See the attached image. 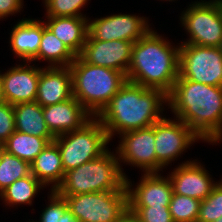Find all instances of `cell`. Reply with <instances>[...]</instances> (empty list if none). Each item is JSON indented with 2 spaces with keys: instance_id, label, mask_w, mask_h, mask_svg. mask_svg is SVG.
I'll return each instance as SVG.
<instances>
[{
  "instance_id": "cell-1",
  "label": "cell",
  "mask_w": 222,
  "mask_h": 222,
  "mask_svg": "<svg viewBox=\"0 0 222 222\" xmlns=\"http://www.w3.org/2000/svg\"><path fill=\"white\" fill-rule=\"evenodd\" d=\"M168 109L202 140L222 141V86L177 78L167 95Z\"/></svg>"
},
{
  "instance_id": "cell-2",
  "label": "cell",
  "mask_w": 222,
  "mask_h": 222,
  "mask_svg": "<svg viewBox=\"0 0 222 222\" xmlns=\"http://www.w3.org/2000/svg\"><path fill=\"white\" fill-rule=\"evenodd\" d=\"M167 95L159 89H149L126 81L96 117L110 140L114 135L148 128L164 116Z\"/></svg>"
},
{
  "instance_id": "cell-3",
  "label": "cell",
  "mask_w": 222,
  "mask_h": 222,
  "mask_svg": "<svg viewBox=\"0 0 222 222\" xmlns=\"http://www.w3.org/2000/svg\"><path fill=\"white\" fill-rule=\"evenodd\" d=\"M151 29L133 44L127 81L168 95L179 76V47Z\"/></svg>"
},
{
  "instance_id": "cell-4",
  "label": "cell",
  "mask_w": 222,
  "mask_h": 222,
  "mask_svg": "<svg viewBox=\"0 0 222 222\" xmlns=\"http://www.w3.org/2000/svg\"><path fill=\"white\" fill-rule=\"evenodd\" d=\"M69 68L72 73L73 97L93 117L101 113L127 81L125 73L86 63L79 56H76Z\"/></svg>"
},
{
  "instance_id": "cell-5",
  "label": "cell",
  "mask_w": 222,
  "mask_h": 222,
  "mask_svg": "<svg viewBox=\"0 0 222 222\" xmlns=\"http://www.w3.org/2000/svg\"><path fill=\"white\" fill-rule=\"evenodd\" d=\"M60 196L82 193L127 191L117 152L109 149L91 161L65 172L62 183L55 190Z\"/></svg>"
},
{
  "instance_id": "cell-6",
  "label": "cell",
  "mask_w": 222,
  "mask_h": 222,
  "mask_svg": "<svg viewBox=\"0 0 222 222\" xmlns=\"http://www.w3.org/2000/svg\"><path fill=\"white\" fill-rule=\"evenodd\" d=\"M54 141L65 173L104 154L110 139L101 122L93 117L81 129L57 136Z\"/></svg>"
},
{
  "instance_id": "cell-7",
  "label": "cell",
  "mask_w": 222,
  "mask_h": 222,
  "mask_svg": "<svg viewBox=\"0 0 222 222\" xmlns=\"http://www.w3.org/2000/svg\"><path fill=\"white\" fill-rule=\"evenodd\" d=\"M179 20L189 38L181 43L220 47L222 43V0H200L189 4Z\"/></svg>"
},
{
  "instance_id": "cell-8",
  "label": "cell",
  "mask_w": 222,
  "mask_h": 222,
  "mask_svg": "<svg viewBox=\"0 0 222 222\" xmlns=\"http://www.w3.org/2000/svg\"><path fill=\"white\" fill-rule=\"evenodd\" d=\"M81 222H117L128 210L127 191H105L62 196Z\"/></svg>"
},
{
  "instance_id": "cell-9",
  "label": "cell",
  "mask_w": 222,
  "mask_h": 222,
  "mask_svg": "<svg viewBox=\"0 0 222 222\" xmlns=\"http://www.w3.org/2000/svg\"><path fill=\"white\" fill-rule=\"evenodd\" d=\"M178 78L222 86L221 48L180 43Z\"/></svg>"
},
{
  "instance_id": "cell-10",
  "label": "cell",
  "mask_w": 222,
  "mask_h": 222,
  "mask_svg": "<svg viewBox=\"0 0 222 222\" xmlns=\"http://www.w3.org/2000/svg\"><path fill=\"white\" fill-rule=\"evenodd\" d=\"M164 116L154 124L155 152L157 159V173L167 166L183 152L201 139L178 118Z\"/></svg>"
},
{
  "instance_id": "cell-11",
  "label": "cell",
  "mask_w": 222,
  "mask_h": 222,
  "mask_svg": "<svg viewBox=\"0 0 222 222\" xmlns=\"http://www.w3.org/2000/svg\"><path fill=\"white\" fill-rule=\"evenodd\" d=\"M119 138V145L115 152L125 178L128 176L122 168V162L131 167H137L144 173H157L154 124L148 128L124 132L119 135Z\"/></svg>"
},
{
  "instance_id": "cell-12",
  "label": "cell",
  "mask_w": 222,
  "mask_h": 222,
  "mask_svg": "<svg viewBox=\"0 0 222 222\" xmlns=\"http://www.w3.org/2000/svg\"><path fill=\"white\" fill-rule=\"evenodd\" d=\"M148 21L144 16L122 14V12L93 20L89 18L87 39L123 40L135 43L151 29Z\"/></svg>"
},
{
  "instance_id": "cell-13",
  "label": "cell",
  "mask_w": 222,
  "mask_h": 222,
  "mask_svg": "<svg viewBox=\"0 0 222 222\" xmlns=\"http://www.w3.org/2000/svg\"><path fill=\"white\" fill-rule=\"evenodd\" d=\"M29 63L19 62L1 72V98L12 106L36 100L41 67Z\"/></svg>"
},
{
  "instance_id": "cell-14",
  "label": "cell",
  "mask_w": 222,
  "mask_h": 222,
  "mask_svg": "<svg viewBox=\"0 0 222 222\" xmlns=\"http://www.w3.org/2000/svg\"><path fill=\"white\" fill-rule=\"evenodd\" d=\"M173 193L181 194L200 201L205 200L213 187L218 183L214 181L205 165L197 159L184 161L168 175Z\"/></svg>"
},
{
  "instance_id": "cell-15",
  "label": "cell",
  "mask_w": 222,
  "mask_h": 222,
  "mask_svg": "<svg viewBox=\"0 0 222 222\" xmlns=\"http://www.w3.org/2000/svg\"><path fill=\"white\" fill-rule=\"evenodd\" d=\"M133 44V42L123 40L86 39L79 57L86 63L127 74Z\"/></svg>"
},
{
  "instance_id": "cell-16",
  "label": "cell",
  "mask_w": 222,
  "mask_h": 222,
  "mask_svg": "<svg viewBox=\"0 0 222 222\" xmlns=\"http://www.w3.org/2000/svg\"><path fill=\"white\" fill-rule=\"evenodd\" d=\"M134 184L126 178L128 207L169 206L173 195L171 181L161 173H142L139 183Z\"/></svg>"
},
{
  "instance_id": "cell-17",
  "label": "cell",
  "mask_w": 222,
  "mask_h": 222,
  "mask_svg": "<svg viewBox=\"0 0 222 222\" xmlns=\"http://www.w3.org/2000/svg\"><path fill=\"white\" fill-rule=\"evenodd\" d=\"M43 116L54 137L81 129L93 118L75 97L43 107Z\"/></svg>"
},
{
  "instance_id": "cell-18",
  "label": "cell",
  "mask_w": 222,
  "mask_h": 222,
  "mask_svg": "<svg viewBox=\"0 0 222 222\" xmlns=\"http://www.w3.org/2000/svg\"><path fill=\"white\" fill-rule=\"evenodd\" d=\"M72 97V73L69 66L41 68L36 102L46 107Z\"/></svg>"
},
{
  "instance_id": "cell-19",
  "label": "cell",
  "mask_w": 222,
  "mask_h": 222,
  "mask_svg": "<svg viewBox=\"0 0 222 222\" xmlns=\"http://www.w3.org/2000/svg\"><path fill=\"white\" fill-rule=\"evenodd\" d=\"M9 38L10 49L22 63L30 62L39 51L42 38V20L23 18L12 28Z\"/></svg>"
},
{
  "instance_id": "cell-20",
  "label": "cell",
  "mask_w": 222,
  "mask_h": 222,
  "mask_svg": "<svg viewBox=\"0 0 222 222\" xmlns=\"http://www.w3.org/2000/svg\"><path fill=\"white\" fill-rule=\"evenodd\" d=\"M89 17H51L43 20L45 26L76 56H79L88 36Z\"/></svg>"
},
{
  "instance_id": "cell-21",
  "label": "cell",
  "mask_w": 222,
  "mask_h": 222,
  "mask_svg": "<svg viewBox=\"0 0 222 222\" xmlns=\"http://www.w3.org/2000/svg\"><path fill=\"white\" fill-rule=\"evenodd\" d=\"M31 174L46 188L56 190L64 178V168L61 154L55 141L43 149V151L31 163Z\"/></svg>"
},
{
  "instance_id": "cell-22",
  "label": "cell",
  "mask_w": 222,
  "mask_h": 222,
  "mask_svg": "<svg viewBox=\"0 0 222 222\" xmlns=\"http://www.w3.org/2000/svg\"><path fill=\"white\" fill-rule=\"evenodd\" d=\"M15 130L40 138H55L43 116V107L36 101L13 106Z\"/></svg>"
},
{
  "instance_id": "cell-23",
  "label": "cell",
  "mask_w": 222,
  "mask_h": 222,
  "mask_svg": "<svg viewBox=\"0 0 222 222\" xmlns=\"http://www.w3.org/2000/svg\"><path fill=\"white\" fill-rule=\"evenodd\" d=\"M76 55L60 41L42 21V38L38 54L30 61H47V67H68L75 60Z\"/></svg>"
},
{
  "instance_id": "cell-24",
  "label": "cell",
  "mask_w": 222,
  "mask_h": 222,
  "mask_svg": "<svg viewBox=\"0 0 222 222\" xmlns=\"http://www.w3.org/2000/svg\"><path fill=\"white\" fill-rule=\"evenodd\" d=\"M54 139L40 138L15 130L5 142V149L8 153L31 164Z\"/></svg>"
},
{
  "instance_id": "cell-25",
  "label": "cell",
  "mask_w": 222,
  "mask_h": 222,
  "mask_svg": "<svg viewBox=\"0 0 222 222\" xmlns=\"http://www.w3.org/2000/svg\"><path fill=\"white\" fill-rule=\"evenodd\" d=\"M45 186L38 181L32 174L20 178L8 186L0 193V199L5 206L14 207L23 205L32 206L33 199Z\"/></svg>"
},
{
  "instance_id": "cell-26",
  "label": "cell",
  "mask_w": 222,
  "mask_h": 222,
  "mask_svg": "<svg viewBox=\"0 0 222 222\" xmlns=\"http://www.w3.org/2000/svg\"><path fill=\"white\" fill-rule=\"evenodd\" d=\"M30 174V163L5 151L0 160V193L16 180Z\"/></svg>"
},
{
  "instance_id": "cell-27",
  "label": "cell",
  "mask_w": 222,
  "mask_h": 222,
  "mask_svg": "<svg viewBox=\"0 0 222 222\" xmlns=\"http://www.w3.org/2000/svg\"><path fill=\"white\" fill-rule=\"evenodd\" d=\"M48 205L41 211L39 221L33 222H81L68 209L67 201L55 190H50Z\"/></svg>"
},
{
  "instance_id": "cell-28",
  "label": "cell",
  "mask_w": 222,
  "mask_h": 222,
  "mask_svg": "<svg viewBox=\"0 0 222 222\" xmlns=\"http://www.w3.org/2000/svg\"><path fill=\"white\" fill-rule=\"evenodd\" d=\"M201 201L181 194L172 195L169 210L174 222H197Z\"/></svg>"
},
{
  "instance_id": "cell-29",
  "label": "cell",
  "mask_w": 222,
  "mask_h": 222,
  "mask_svg": "<svg viewBox=\"0 0 222 222\" xmlns=\"http://www.w3.org/2000/svg\"><path fill=\"white\" fill-rule=\"evenodd\" d=\"M90 0H43L46 8L45 16L51 17H86L81 9Z\"/></svg>"
},
{
  "instance_id": "cell-30",
  "label": "cell",
  "mask_w": 222,
  "mask_h": 222,
  "mask_svg": "<svg viewBox=\"0 0 222 222\" xmlns=\"http://www.w3.org/2000/svg\"><path fill=\"white\" fill-rule=\"evenodd\" d=\"M222 217V186L217 183L201 201L197 222H213Z\"/></svg>"
},
{
  "instance_id": "cell-31",
  "label": "cell",
  "mask_w": 222,
  "mask_h": 222,
  "mask_svg": "<svg viewBox=\"0 0 222 222\" xmlns=\"http://www.w3.org/2000/svg\"><path fill=\"white\" fill-rule=\"evenodd\" d=\"M141 222H174L169 206L162 207H128Z\"/></svg>"
},
{
  "instance_id": "cell-32",
  "label": "cell",
  "mask_w": 222,
  "mask_h": 222,
  "mask_svg": "<svg viewBox=\"0 0 222 222\" xmlns=\"http://www.w3.org/2000/svg\"><path fill=\"white\" fill-rule=\"evenodd\" d=\"M15 132L14 108L11 104L0 101V141L6 142Z\"/></svg>"
},
{
  "instance_id": "cell-33",
  "label": "cell",
  "mask_w": 222,
  "mask_h": 222,
  "mask_svg": "<svg viewBox=\"0 0 222 222\" xmlns=\"http://www.w3.org/2000/svg\"><path fill=\"white\" fill-rule=\"evenodd\" d=\"M24 0H0V19L20 13L24 6Z\"/></svg>"
},
{
  "instance_id": "cell-34",
  "label": "cell",
  "mask_w": 222,
  "mask_h": 222,
  "mask_svg": "<svg viewBox=\"0 0 222 222\" xmlns=\"http://www.w3.org/2000/svg\"><path fill=\"white\" fill-rule=\"evenodd\" d=\"M117 222H141V220L128 209Z\"/></svg>"
},
{
  "instance_id": "cell-35",
  "label": "cell",
  "mask_w": 222,
  "mask_h": 222,
  "mask_svg": "<svg viewBox=\"0 0 222 222\" xmlns=\"http://www.w3.org/2000/svg\"><path fill=\"white\" fill-rule=\"evenodd\" d=\"M6 151L5 149V143L0 141V160H1V157H2V154Z\"/></svg>"
},
{
  "instance_id": "cell-36",
  "label": "cell",
  "mask_w": 222,
  "mask_h": 222,
  "mask_svg": "<svg viewBox=\"0 0 222 222\" xmlns=\"http://www.w3.org/2000/svg\"><path fill=\"white\" fill-rule=\"evenodd\" d=\"M2 100L1 98V70H0V101Z\"/></svg>"
},
{
  "instance_id": "cell-37",
  "label": "cell",
  "mask_w": 222,
  "mask_h": 222,
  "mask_svg": "<svg viewBox=\"0 0 222 222\" xmlns=\"http://www.w3.org/2000/svg\"><path fill=\"white\" fill-rule=\"evenodd\" d=\"M213 222H222V217H220L219 219H217L216 221Z\"/></svg>"
},
{
  "instance_id": "cell-38",
  "label": "cell",
  "mask_w": 222,
  "mask_h": 222,
  "mask_svg": "<svg viewBox=\"0 0 222 222\" xmlns=\"http://www.w3.org/2000/svg\"><path fill=\"white\" fill-rule=\"evenodd\" d=\"M218 183L222 186V179H220V180L218 181Z\"/></svg>"
},
{
  "instance_id": "cell-39",
  "label": "cell",
  "mask_w": 222,
  "mask_h": 222,
  "mask_svg": "<svg viewBox=\"0 0 222 222\" xmlns=\"http://www.w3.org/2000/svg\"><path fill=\"white\" fill-rule=\"evenodd\" d=\"M161 1H165V0H161ZM166 1H169V2L173 1V2H174V1H176V0H166Z\"/></svg>"
}]
</instances>
